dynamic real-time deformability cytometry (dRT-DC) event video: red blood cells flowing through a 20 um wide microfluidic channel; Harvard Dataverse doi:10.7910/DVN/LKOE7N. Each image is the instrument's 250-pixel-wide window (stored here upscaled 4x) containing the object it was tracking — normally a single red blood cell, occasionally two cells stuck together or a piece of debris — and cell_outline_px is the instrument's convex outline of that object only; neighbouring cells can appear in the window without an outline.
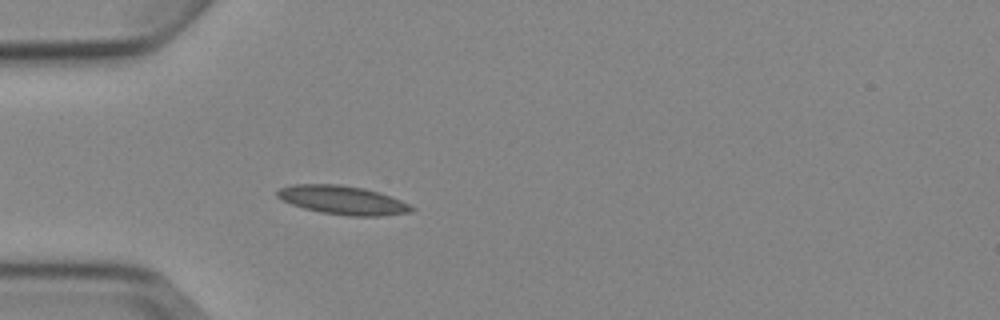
{"species": "Egyptian fruit bat (a non-hibernating species)", "species_latin": "Rousettus aegyptiacus", "temperature_condition": "cold", "stored_images_in_passage": 4, "camera_frame_rate_fps": 3000, "um_per_image_px": 0.085, "animal": {"sex": "female"}, "frame": {"image": 1, "passage_image": 4, "time_ms": 3.333, "image_size_px": [1000, 320], "cell_outline_px": [[416, 208], [412, 212], [380, 216], [348, 216], [320, 212], [304, 208], [292, 204], [276, 196], [276, 192], [280, 188], [292, 184], [340, 184], [364, 188], [380, 192], [400, 200]], "centroid_in_image_um": [29.14, 17.01], "position_along_channel_um": 55.9, "area_um2": 22.48}}